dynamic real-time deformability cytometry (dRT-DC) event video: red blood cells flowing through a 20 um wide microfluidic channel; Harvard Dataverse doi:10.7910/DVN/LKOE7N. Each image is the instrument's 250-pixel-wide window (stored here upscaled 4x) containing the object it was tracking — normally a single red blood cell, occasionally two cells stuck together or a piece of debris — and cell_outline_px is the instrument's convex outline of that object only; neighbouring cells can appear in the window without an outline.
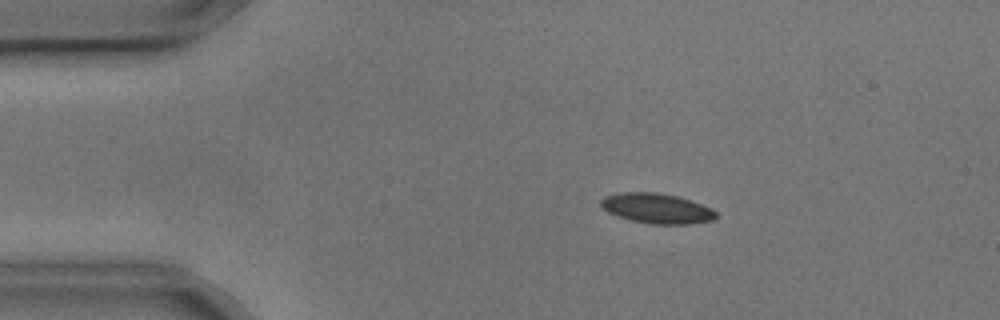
{"species": "common noctule bat (a hibernating species)", "species_latin": "Nyctalus noctula", "temperature_condition": "cold", "stored_images_in_passage": 7, "camera_frame_rate_fps": 3000, "um_per_image_px": 0.085, "animal": {"sex": "male", "body_mass_g": 17.9, "forearm_length_mm": 54.2}, "frame": {"image": 1, "passage_image": 3, "time_ms": 0.667, "image_size_px": [1000, 320], "cell_outline_px": [[716, 216], [712, 220], [688, 224], [652, 224], [632, 220], [608, 212], [600, 204], [600, 200], [604, 196], [620, 192], [656, 192], [676, 196], [712, 208], [716, 212]], "centroid_in_image_um": [55.81, 17.7], "position_along_channel_um": 29.2, "area_um2": 19.88}}
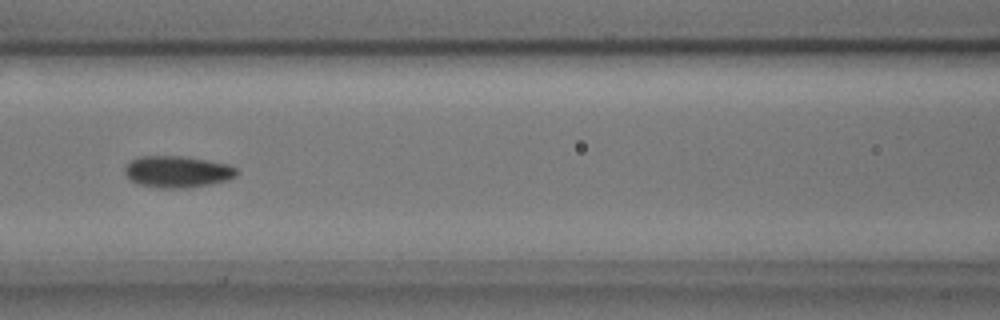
{"frame": {"image": 2, "passage_image": 7, "time_ms": 2.0, "image_size_px": [1000, 320], "cell_outline_px": [[240, 172], [236, 176], [228, 180], [192, 188], [160, 188], [136, 184], [128, 180], [124, 172], [124, 168], [132, 160], [140, 156], [180, 156], [228, 164], [236, 168]], "centroid_in_image_um": [15.06, 14.61], "position_along_channel_um": 151.5, "area_um2": 20.81}}